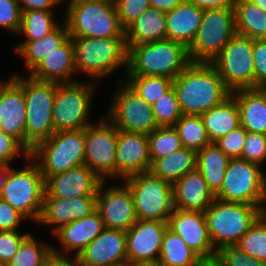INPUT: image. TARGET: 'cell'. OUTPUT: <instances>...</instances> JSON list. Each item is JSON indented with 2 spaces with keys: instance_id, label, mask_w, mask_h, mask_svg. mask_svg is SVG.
Returning a JSON list of instances; mask_svg holds the SVG:
<instances>
[{
  "instance_id": "cell-1",
  "label": "cell",
  "mask_w": 266,
  "mask_h": 266,
  "mask_svg": "<svg viewBox=\"0 0 266 266\" xmlns=\"http://www.w3.org/2000/svg\"><path fill=\"white\" fill-rule=\"evenodd\" d=\"M173 88L182 114L200 115L231 95L210 62H191L173 79Z\"/></svg>"
},
{
  "instance_id": "cell-2",
  "label": "cell",
  "mask_w": 266,
  "mask_h": 266,
  "mask_svg": "<svg viewBox=\"0 0 266 266\" xmlns=\"http://www.w3.org/2000/svg\"><path fill=\"white\" fill-rule=\"evenodd\" d=\"M78 77L99 82L120 68L127 70L128 48L125 37H71Z\"/></svg>"
},
{
  "instance_id": "cell-3",
  "label": "cell",
  "mask_w": 266,
  "mask_h": 266,
  "mask_svg": "<svg viewBox=\"0 0 266 266\" xmlns=\"http://www.w3.org/2000/svg\"><path fill=\"white\" fill-rule=\"evenodd\" d=\"M191 63L188 48L172 40L128 47L125 76H159L175 79Z\"/></svg>"
},
{
  "instance_id": "cell-4",
  "label": "cell",
  "mask_w": 266,
  "mask_h": 266,
  "mask_svg": "<svg viewBox=\"0 0 266 266\" xmlns=\"http://www.w3.org/2000/svg\"><path fill=\"white\" fill-rule=\"evenodd\" d=\"M13 78L22 86L26 104V149L31 152L53 133L52 109L57 83L40 81L14 73Z\"/></svg>"
},
{
  "instance_id": "cell-5",
  "label": "cell",
  "mask_w": 266,
  "mask_h": 266,
  "mask_svg": "<svg viewBox=\"0 0 266 266\" xmlns=\"http://www.w3.org/2000/svg\"><path fill=\"white\" fill-rule=\"evenodd\" d=\"M265 207L228 202L215 198L204 211L214 249L236 245L264 213Z\"/></svg>"
},
{
  "instance_id": "cell-6",
  "label": "cell",
  "mask_w": 266,
  "mask_h": 266,
  "mask_svg": "<svg viewBox=\"0 0 266 266\" xmlns=\"http://www.w3.org/2000/svg\"><path fill=\"white\" fill-rule=\"evenodd\" d=\"M64 18L69 37H125L115 4L96 1L66 2Z\"/></svg>"
},
{
  "instance_id": "cell-7",
  "label": "cell",
  "mask_w": 266,
  "mask_h": 266,
  "mask_svg": "<svg viewBox=\"0 0 266 266\" xmlns=\"http://www.w3.org/2000/svg\"><path fill=\"white\" fill-rule=\"evenodd\" d=\"M25 166L8 165V174L0 198L22 213L29 221L39 220L45 193V179L38 164L29 156Z\"/></svg>"
},
{
  "instance_id": "cell-8",
  "label": "cell",
  "mask_w": 266,
  "mask_h": 266,
  "mask_svg": "<svg viewBox=\"0 0 266 266\" xmlns=\"http://www.w3.org/2000/svg\"><path fill=\"white\" fill-rule=\"evenodd\" d=\"M99 83L87 80L57 83L52 109L54 131L84 129L94 123L89 117Z\"/></svg>"
},
{
  "instance_id": "cell-9",
  "label": "cell",
  "mask_w": 266,
  "mask_h": 266,
  "mask_svg": "<svg viewBox=\"0 0 266 266\" xmlns=\"http://www.w3.org/2000/svg\"><path fill=\"white\" fill-rule=\"evenodd\" d=\"M45 178L84 164L85 130L58 131L30 152Z\"/></svg>"
},
{
  "instance_id": "cell-10",
  "label": "cell",
  "mask_w": 266,
  "mask_h": 266,
  "mask_svg": "<svg viewBox=\"0 0 266 266\" xmlns=\"http://www.w3.org/2000/svg\"><path fill=\"white\" fill-rule=\"evenodd\" d=\"M217 199L266 207V169L241 158H231Z\"/></svg>"
},
{
  "instance_id": "cell-11",
  "label": "cell",
  "mask_w": 266,
  "mask_h": 266,
  "mask_svg": "<svg viewBox=\"0 0 266 266\" xmlns=\"http://www.w3.org/2000/svg\"><path fill=\"white\" fill-rule=\"evenodd\" d=\"M131 190L137 220L168 221L174 210L173 185L151 171L122 180Z\"/></svg>"
},
{
  "instance_id": "cell-12",
  "label": "cell",
  "mask_w": 266,
  "mask_h": 266,
  "mask_svg": "<svg viewBox=\"0 0 266 266\" xmlns=\"http://www.w3.org/2000/svg\"><path fill=\"white\" fill-rule=\"evenodd\" d=\"M111 102L103 113L118 130L150 134L158 128L152 105L144 101L124 80H118Z\"/></svg>"
},
{
  "instance_id": "cell-13",
  "label": "cell",
  "mask_w": 266,
  "mask_h": 266,
  "mask_svg": "<svg viewBox=\"0 0 266 266\" xmlns=\"http://www.w3.org/2000/svg\"><path fill=\"white\" fill-rule=\"evenodd\" d=\"M235 34L234 8L204 9L196 36L188 47L191 62H210Z\"/></svg>"
},
{
  "instance_id": "cell-14",
  "label": "cell",
  "mask_w": 266,
  "mask_h": 266,
  "mask_svg": "<svg viewBox=\"0 0 266 266\" xmlns=\"http://www.w3.org/2000/svg\"><path fill=\"white\" fill-rule=\"evenodd\" d=\"M210 63L231 92L254 88L253 39L235 34Z\"/></svg>"
},
{
  "instance_id": "cell-15",
  "label": "cell",
  "mask_w": 266,
  "mask_h": 266,
  "mask_svg": "<svg viewBox=\"0 0 266 266\" xmlns=\"http://www.w3.org/2000/svg\"><path fill=\"white\" fill-rule=\"evenodd\" d=\"M98 122L84 128V164L103 181H115V160L118 129L103 114Z\"/></svg>"
},
{
  "instance_id": "cell-16",
  "label": "cell",
  "mask_w": 266,
  "mask_h": 266,
  "mask_svg": "<svg viewBox=\"0 0 266 266\" xmlns=\"http://www.w3.org/2000/svg\"><path fill=\"white\" fill-rule=\"evenodd\" d=\"M119 182L109 181L108 185V181H103L100 184L96 194V209L105 228L127 231L137 217L131 190L123 181Z\"/></svg>"
},
{
  "instance_id": "cell-17",
  "label": "cell",
  "mask_w": 266,
  "mask_h": 266,
  "mask_svg": "<svg viewBox=\"0 0 266 266\" xmlns=\"http://www.w3.org/2000/svg\"><path fill=\"white\" fill-rule=\"evenodd\" d=\"M168 221L137 220L126 231L127 263L156 262Z\"/></svg>"
},
{
  "instance_id": "cell-18",
  "label": "cell",
  "mask_w": 266,
  "mask_h": 266,
  "mask_svg": "<svg viewBox=\"0 0 266 266\" xmlns=\"http://www.w3.org/2000/svg\"><path fill=\"white\" fill-rule=\"evenodd\" d=\"M104 229V222L97 209L86 217L65 224L51 235L58 240V245H61V248L53 246V254L77 258Z\"/></svg>"
},
{
  "instance_id": "cell-19",
  "label": "cell",
  "mask_w": 266,
  "mask_h": 266,
  "mask_svg": "<svg viewBox=\"0 0 266 266\" xmlns=\"http://www.w3.org/2000/svg\"><path fill=\"white\" fill-rule=\"evenodd\" d=\"M151 167L148 135L118 130L115 180L150 171Z\"/></svg>"
},
{
  "instance_id": "cell-20",
  "label": "cell",
  "mask_w": 266,
  "mask_h": 266,
  "mask_svg": "<svg viewBox=\"0 0 266 266\" xmlns=\"http://www.w3.org/2000/svg\"><path fill=\"white\" fill-rule=\"evenodd\" d=\"M102 182L94 171L82 164L45 178L44 197L70 199L96 196Z\"/></svg>"
},
{
  "instance_id": "cell-21",
  "label": "cell",
  "mask_w": 266,
  "mask_h": 266,
  "mask_svg": "<svg viewBox=\"0 0 266 266\" xmlns=\"http://www.w3.org/2000/svg\"><path fill=\"white\" fill-rule=\"evenodd\" d=\"M76 259L79 266L126 265V231L105 228Z\"/></svg>"
},
{
  "instance_id": "cell-22",
  "label": "cell",
  "mask_w": 266,
  "mask_h": 266,
  "mask_svg": "<svg viewBox=\"0 0 266 266\" xmlns=\"http://www.w3.org/2000/svg\"><path fill=\"white\" fill-rule=\"evenodd\" d=\"M168 227L199 257L217 253L209 235L204 212L174 208L168 220Z\"/></svg>"
},
{
  "instance_id": "cell-23",
  "label": "cell",
  "mask_w": 266,
  "mask_h": 266,
  "mask_svg": "<svg viewBox=\"0 0 266 266\" xmlns=\"http://www.w3.org/2000/svg\"><path fill=\"white\" fill-rule=\"evenodd\" d=\"M95 210L96 196H80L70 199L44 197L42 211L36 225L49 227L53 234L61 226L86 217Z\"/></svg>"
},
{
  "instance_id": "cell-24",
  "label": "cell",
  "mask_w": 266,
  "mask_h": 266,
  "mask_svg": "<svg viewBox=\"0 0 266 266\" xmlns=\"http://www.w3.org/2000/svg\"><path fill=\"white\" fill-rule=\"evenodd\" d=\"M0 130L26 148V104L22 86L14 78L0 94Z\"/></svg>"
},
{
  "instance_id": "cell-25",
  "label": "cell",
  "mask_w": 266,
  "mask_h": 266,
  "mask_svg": "<svg viewBox=\"0 0 266 266\" xmlns=\"http://www.w3.org/2000/svg\"><path fill=\"white\" fill-rule=\"evenodd\" d=\"M76 74L74 45L69 37L56 50L47 54L28 75L40 81L71 83L80 80Z\"/></svg>"
},
{
  "instance_id": "cell-26",
  "label": "cell",
  "mask_w": 266,
  "mask_h": 266,
  "mask_svg": "<svg viewBox=\"0 0 266 266\" xmlns=\"http://www.w3.org/2000/svg\"><path fill=\"white\" fill-rule=\"evenodd\" d=\"M215 198L197 169L173 184V204L176 209L204 212Z\"/></svg>"
},
{
  "instance_id": "cell-27",
  "label": "cell",
  "mask_w": 266,
  "mask_h": 266,
  "mask_svg": "<svg viewBox=\"0 0 266 266\" xmlns=\"http://www.w3.org/2000/svg\"><path fill=\"white\" fill-rule=\"evenodd\" d=\"M239 109L240 125L249 132L266 135V91L261 88L231 92Z\"/></svg>"
},
{
  "instance_id": "cell-28",
  "label": "cell",
  "mask_w": 266,
  "mask_h": 266,
  "mask_svg": "<svg viewBox=\"0 0 266 266\" xmlns=\"http://www.w3.org/2000/svg\"><path fill=\"white\" fill-rule=\"evenodd\" d=\"M202 16L203 9L185 0L166 13L167 39L182 43L188 48L196 36Z\"/></svg>"
},
{
  "instance_id": "cell-29",
  "label": "cell",
  "mask_w": 266,
  "mask_h": 266,
  "mask_svg": "<svg viewBox=\"0 0 266 266\" xmlns=\"http://www.w3.org/2000/svg\"><path fill=\"white\" fill-rule=\"evenodd\" d=\"M60 24L54 31L50 32L46 36L33 41H20L13 47L14 54L22 58L25 64V69L28 74L41 62L45 56L56 50L61 46L68 38L69 31L65 21H60Z\"/></svg>"
},
{
  "instance_id": "cell-30",
  "label": "cell",
  "mask_w": 266,
  "mask_h": 266,
  "mask_svg": "<svg viewBox=\"0 0 266 266\" xmlns=\"http://www.w3.org/2000/svg\"><path fill=\"white\" fill-rule=\"evenodd\" d=\"M125 38L127 48L167 39L166 12L148 8L125 29Z\"/></svg>"
},
{
  "instance_id": "cell-31",
  "label": "cell",
  "mask_w": 266,
  "mask_h": 266,
  "mask_svg": "<svg viewBox=\"0 0 266 266\" xmlns=\"http://www.w3.org/2000/svg\"><path fill=\"white\" fill-rule=\"evenodd\" d=\"M208 138L215 143L224 135L240 126L236 99L230 95L223 102L200 114Z\"/></svg>"
},
{
  "instance_id": "cell-32",
  "label": "cell",
  "mask_w": 266,
  "mask_h": 266,
  "mask_svg": "<svg viewBox=\"0 0 266 266\" xmlns=\"http://www.w3.org/2000/svg\"><path fill=\"white\" fill-rule=\"evenodd\" d=\"M230 159L216 143L205 145L196 152V169L202 174L214 195L223 185Z\"/></svg>"
},
{
  "instance_id": "cell-33",
  "label": "cell",
  "mask_w": 266,
  "mask_h": 266,
  "mask_svg": "<svg viewBox=\"0 0 266 266\" xmlns=\"http://www.w3.org/2000/svg\"><path fill=\"white\" fill-rule=\"evenodd\" d=\"M196 169V152L182 147L165 157L158 158L152 163L151 172L168 181L172 185Z\"/></svg>"
},
{
  "instance_id": "cell-34",
  "label": "cell",
  "mask_w": 266,
  "mask_h": 266,
  "mask_svg": "<svg viewBox=\"0 0 266 266\" xmlns=\"http://www.w3.org/2000/svg\"><path fill=\"white\" fill-rule=\"evenodd\" d=\"M236 34L251 39H266V12L250 0H236Z\"/></svg>"
},
{
  "instance_id": "cell-35",
  "label": "cell",
  "mask_w": 266,
  "mask_h": 266,
  "mask_svg": "<svg viewBox=\"0 0 266 266\" xmlns=\"http://www.w3.org/2000/svg\"><path fill=\"white\" fill-rule=\"evenodd\" d=\"M198 258L179 235L169 227L166 229L158 258L159 266H193Z\"/></svg>"
},
{
  "instance_id": "cell-36",
  "label": "cell",
  "mask_w": 266,
  "mask_h": 266,
  "mask_svg": "<svg viewBox=\"0 0 266 266\" xmlns=\"http://www.w3.org/2000/svg\"><path fill=\"white\" fill-rule=\"evenodd\" d=\"M21 27L17 36L22 41L38 40L54 31L61 23L55 16V11H21Z\"/></svg>"
},
{
  "instance_id": "cell-37",
  "label": "cell",
  "mask_w": 266,
  "mask_h": 266,
  "mask_svg": "<svg viewBox=\"0 0 266 266\" xmlns=\"http://www.w3.org/2000/svg\"><path fill=\"white\" fill-rule=\"evenodd\" d=\"M53 243H46L30 233L21 243L8 266H45L53 257Z\"/></svg>"
},
{
  "instance_id": "cell-38",
  "label": "cell",
  "mask_w": 266,
  "mask_h": 266,
  "mask_svg": "<svg viewBox=\"0 0 266 266\" xmlns=\"http://www.w3.org/2000/svg\"><path fill=\"white\" fill-rule=\"evenodd\" d=\"M173 127L185 148L197 152L211 143L200 115L182 114Z\"/></svg>"
},
{
  "instance_id": "cell-39",
  "label": "cell",
  "mask_w": 266,
  "mask_h": 266,
  "mask_svg": "<svg viewBox=\"0 0 266 266\" xmlns=\"http://www.w3.org/2000/svg\"><path fill=\"white\" fill-rule=\"evenodd\" d=\"M123 80L150 105L173 86V79L159 76H124Z\"/></svg>"
},
{
  "instance_id": "cell-40",
  "label": "cell",
  "mask_w": 266,
  "mask_h": 266,
  "mask_svg": "<svg viewBox=\"0 0 266 266\" xmlns=\"http://www.w3.org/2000/svg\"><path fill=\"white\" fill-rule=\"evenodd\" d=\"M149 152L152 163L165 157L183 146L177 131L173 126H159L148 134Z\"/></svg>"
},
{
  "instance_id": "cell-41",
  "label": "cell",
  "mask_w": 266,
  "mask_h": 266,
  "mask_svg": "<svg viewBox=\"0 0 266 266\" xmlns=\"http://www.w3.org/2000/svg\"><path fill=\"white\" fill-rule=\"evenodd\" d=\"M248 255L266 263V213H263L236 244Z\"/></svg>"
},
{
  "instance_id": "cell-42",
  "label": "cell",
  "mask_w": 266,
  "mask_h": 266,
  "mask_svg": "<svg viewBox=\"0 0 266 266\" xmlns=\"http://www.w3.org/2000/svg\"><path fill=\"white\" fill-rule=\"evenodd\" d=\"M152 108L158 126H173L182 116L173 86L152 105Z\"/></svg>"
},
{
  "instance_id": "cell-43",
  "label": "cell",
  "mask_w": 266,
  "mask_h": 266,
  "mask_svg": "<svg viewBox=\"0 0 266 266\" xmlns=\"http://www.w3.org/2000/svg\"><path fill=\"white\" fill-rule=\"evenodd\" d=\"M240 158L266 169V135L247 131Z\"/></svg>"
},
{
  "instance_id": "cell-44",
  "label": "cell",
  "mask_w": 266,
  "mask_h": 266,
  "mask_svg": "<svg viewBox=\"0 0 266 266\" xmlns=\"http://www.w3.org/2000/svg\"><path fill=\"white\" fill-rule=\"evenodd\" d=\"M22 12L18 0H0V28L18 35ZM16 34V35H15Z\"/></svg>"
},
{
  "instance_id": "cell-45",
  "label": "cell",
  "mask_w": 266,
  "mask_h": 266,
  "mask_svg": "<svg viewBox=\"0 0 266 266\" xmlns=\"http://www.w3.org/2000/svg\"><path fill=\"white\" fill-rule=\"evenodd\" d=\"M29 156L30 152L17 139L0 130V164L12 166L15 159Z\"/></svg>"
},
{
  "instance_id": "cell-46",
  "label": "cell",
  "mask_w": 266,
  "mask_h": 266,
  "mask_svg": "<svg viewBox=\"0 0 266 266\" xmlns=\"http://www.w3.org/2000/svg\"><path fill=\"white\" fill-rule=\"evenodd\" d=\"M115 7L120 24L126 29L150 5L149 0H116Z\"/></svg>"
},
{
  "instance_id": "cell-47",
  "label": "cell",
  "mask_w": 266,
  "mask_h": 266,
  "mask_svg": "<svg viewBox=\"0 0 266 266\" xmlns=\"http://www.w3.org/2000/svg\"><path fill=\"white\" fill-rule=\"evenodd\" d=\"M216 254L224 266H266L265 262L248 255L236 245L224 246Z\"/></svg>"
},
{
  "instance_id": "cell-48",
  "label": "cell",
  "mask_w": 266,
  "mask_h": 266,
  "mask_svg": "<svg viewBox=\"0 0 266 266\" xmlns=\"http://www.w3.org/2000/svg\"><path fill=\"white\" fill-rule=\"evenodd\" d=\"M247 130L241 125L215 143L229 157L240 158Z\"/></svg>"
},
{
  "instance_id": "cell-49",
  "label": "cell",
  "mask_w": 266,
  "mask_h": 266,
  "mask_svg": "<svg viewBox=\"0 0 266 266\" xmlns=\"http://www.w3.org/2000/svg\"><path fill=\"white\" fill-rule=\"evenodd\" d=\"M30 233L28 231L21 233L19 230L0 231V262L8 263Z\"/></svg>"
},
{
  "instance_id": "cell-50",
  "label": "cell",
  "mask_w": 266,
  "mask_h": 266,
  "mask_svg": "<svg viewBox=\"0 0 266 266\" xmlns=\"http://www.w3.org/2000/svg\"><path fill=\"white\" fill-rule=\"evenodd\" d=\"M254 88L266 85V39H253Z\"/></svg>"
},
{
  "instance_id": "cell-51",
  "label": "cell",
  "mask_w": 266,
  "mask_h": 266,
  "mask_svg": "<svg viewBox=\"0 0 266 266\" xmlns=\"http://www.w3.org/2000/svg\"><path fill=\"white\" fill-rule=\"evenodd\" d=\"M27 220L22 213L0 198V231L20 230V226Z\"/></svg>"
},
{
  "instance_id": "cell-52",
  "label": "cell",
  "mask_w": 266,
  "mask_h": 266,
  "mask_svg": "<svg viewBox=\"0 0 266 266\" xmlns=\"http://www.w3.org/2000/svg\"><path fill=\"white\" fill-rule=\"evenodd\" d=\"M18 2L21 11H56L57 6L62 5L63 0H18Z\"/></svg>"
},
{
  "instance_id": "cell-53",
  "label": "cell",
  "mask_w": 266,
  "mask_h": 266,
  "mask_svg": "<svg viewBox=\"0 0 266 266\" xmlns=\"http://www.w3.org/2000/svg\"><path fill=\"white\" fill-rule=\"evenodd\" d=\"M200 9L234 8L236 0H188Z\"/></svg>"
},
{
  "instance_id": "cell-54",
  "label": "cell",
  "mask_w": 266,
  "mask_h": 266,
  "mask_svg": "<svg viewBox=\"0 0 266 266\" xmlns=\"http://www.w3.org/2000/svg\"><path fill=\"white\" fill-rule=\"evenodd\" d=\"M185 0H149L150 8L157 9L163 12H169L179 6Z\"/></svg>"
},
{
  "instance_id": "cell-55",
  "label": "cell",
  "mask_w": 266,
  "mask_h": 266,
  "mask_svg": "<svg viewBox=\"0 0 266 266\" xmlns=\"http://www.w3.org/2000/svg\"><path fill=\"white\" fill-rule=\"evenodd\" d=\"M45 266H79L76 258L53 257L46 263Z\"/></svg>"
},
{
  "instance_id": "cell-56",
  "label": "cell",
  "mask_w": 266,
  "mask_h": 266,
  "mask_svg": "<svg viewBox=\"0 0 266 266\" xmlns=\"http://www.w3.org/2000/svg\"><path fill=\"white\" fill-rule=\"evenodd\" d=\"M193 266H224L223 261L217 255L199 257Z\"/></svg>"
},
{
  "instance_id": "cell-57",
  "label": "cell",
  "mask_w": 266,
  "mask_h": 266,
  "mask_svg": "<svg viewBox=\"0 0 266 266\" xmlns=\"http://www.w3.org/2000/svg\"><path fill=\"white\" fill-rule=\"evenodd\" d=\"M7 174H8V165L0 164V195L2 193Z\"/></svg>"
},
{
  "instance_id": "cell-58",
  "label": "cell",
  "mask_w": 266,
  "mask_h": 266,
  "mask_svg": "<svg viewBox=\"0 0 266 266\" xmlns=\"http://www.w3.org/2000/svg\"><path fill=\"white\" fill-rule=\"evenodd\" d=\"M126 266H159L156 262H137V263H127Z\"/></svg>"
},
{
  "instance_id": "cell-59",
  "label": "cell",
  "mask_w": 266,
  "mask_h": 266,
  "mask_svg": "<svg viewBox=\"0 0 266 266\" xmlns=\"http://www.w3.org/2000/svg\"><path fill=\"white\" fill-rule=\"evenodd\" d=\"M66 2H79V1H96V2H104L109 4H115L116 0H63V3Z\"/></svg>"
},
{
  "instance_id": "cell-60",
  "label": "cell",
  "mask_w": 266,
  "mask_h": 266,
  "mask_svg": "<svg viewBox=\"0 0 266 266\" xmlns=\"http://www.w3.org/2000/svg\"><path fill=\"white\" fill-rule=\"evenodd\" d=\"M255 5L259 6L264 12H266V0H250Z\"/></svg>"
},
{
  "instance_id": "cell-61",
  "label": "cell",
  "mask_w": 266,
  "mask_h": 266,
  "mask_svg": "<svg viewBox=\"0 0 266 266\" xmlns=\"http://www.w3.org/2000/svg\"><path fill=\"white\" fill-rule=\"evenodd\" d=\"M13 76H14V73L13 74H11L9 77H8V79L6 80H4L3 81V79L1 80V78H0V94H1V92H2V90H3V88L5 87V85L13 78Z\"/></svg>"
},
{
  "instance_id": "cell-62",
  "label": "cell",
  "mask_w": 266,
  "mask_h": 266,
  "mask_svg": "<svg viewBox=\"0 0 266 266\" xmlns=\"http://www.w3.org/2000/svg\"><path fill=\"white\" fill-rule=\"evenodd\" d=\"M0 266H8L6 262H0Z\"/></svg>"
}]
</instances>
